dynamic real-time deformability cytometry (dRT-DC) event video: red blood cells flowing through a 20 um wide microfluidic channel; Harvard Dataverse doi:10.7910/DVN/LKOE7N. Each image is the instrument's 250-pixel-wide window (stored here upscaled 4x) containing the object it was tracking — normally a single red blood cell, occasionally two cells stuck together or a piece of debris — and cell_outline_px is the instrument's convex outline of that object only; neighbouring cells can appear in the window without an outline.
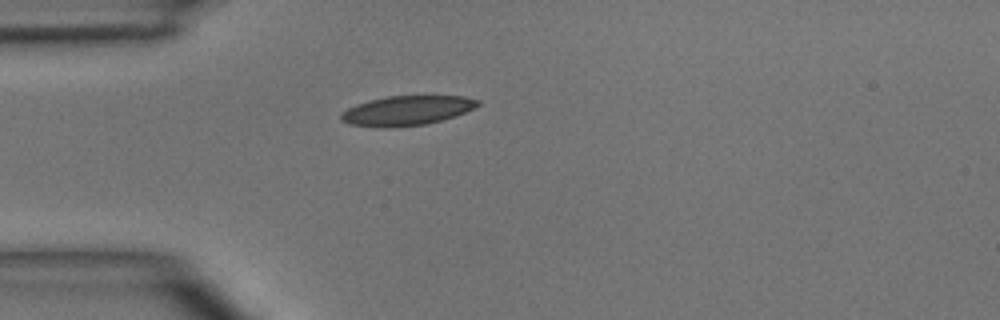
{"species": "common noctule bat (a hibernating species)", "species_latin": "Nyctalus noctula", "temperature_condition": "room temperature", "stored_images_in_passage": 3, "camera_frame_rate_fps": 3000, "um_per_image_px": 0.085, "animal": {"sex": "male", "body_mass_g": 15.6}, "frame": {"image": 1, "passage_image": 3, "time_ms": 2.333, "image_size_px": [1000, 320], "cell_outline_px": [[480, 104], [464, 112], [428, 124], [388, 128], [380, 128], [348, 124], [340, 120], [340, 112], [356, 104], [368, 100], [388, 96], [464, 96], [480, 100]], "centroid_in_image_um": [34.51, 9.4], "position_along_channel_um": 50.5, "area_um2": 23.64}}